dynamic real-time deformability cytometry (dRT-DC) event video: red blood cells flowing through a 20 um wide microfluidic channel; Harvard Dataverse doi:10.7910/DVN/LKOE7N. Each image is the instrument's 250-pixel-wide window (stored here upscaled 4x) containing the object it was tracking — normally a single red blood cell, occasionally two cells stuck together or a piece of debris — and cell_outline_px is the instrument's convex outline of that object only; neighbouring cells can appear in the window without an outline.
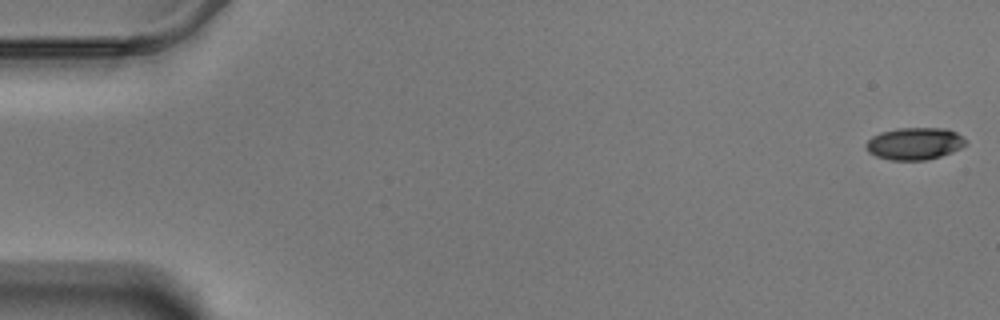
{"species": "Egyptian fruit bat (a non-hibernating species)", "species_latin": "Rousettus aegyptiacus", "temperature_condition": "warm", "stored_images_in_passage": 59, "camera_frame_rate_fps": 3000, "um_per_image_px": 0.085, "animal": {"sex": "male"}, "frame": {"image": 1, "passage_image": 1, "time_ms": 0.0, "image_size_px": [1000, 320], "cell_outline_px": [[968, 144], [952, 152], [940, 156], [924, 160], [892, 160], [876, 156], [868, 152], [864, 144], [872, 136], [880, 132], [896, 128], [948, 128], [956, 132], [968, 140]], "centroid_in_image_um": [77.75, 12.19], "position_along_channel_um": 7.2, "area_um2": 18.9}}
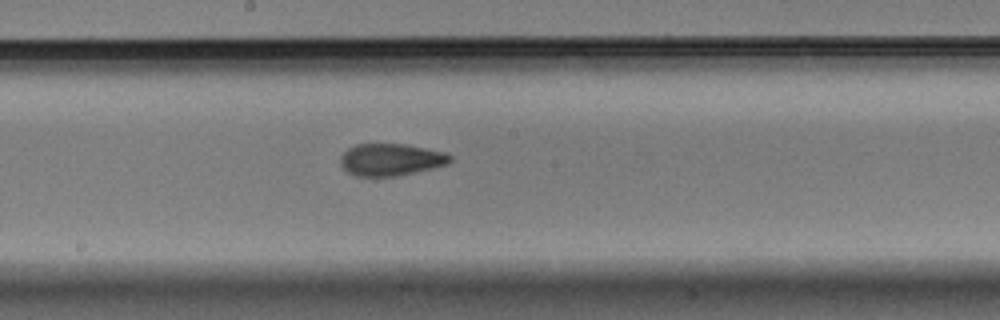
{"frame": {"image": 2, "passage_image": 32, "time_ms": 10.333, "image_size_px": [1000, 320], "cell_outline_px": [[452, 160], [448, 164], [432, 168], [396, 176], [356, 176], [348, 172], [340, 164], [340, 156], [348, 148], [356, 144], [404, 144], [444, 152], [452, 156]], "centroid_in_image_um": [33.2, 13.57], "position_along_channel_um": 215.0, "area_um2": 20.4}}
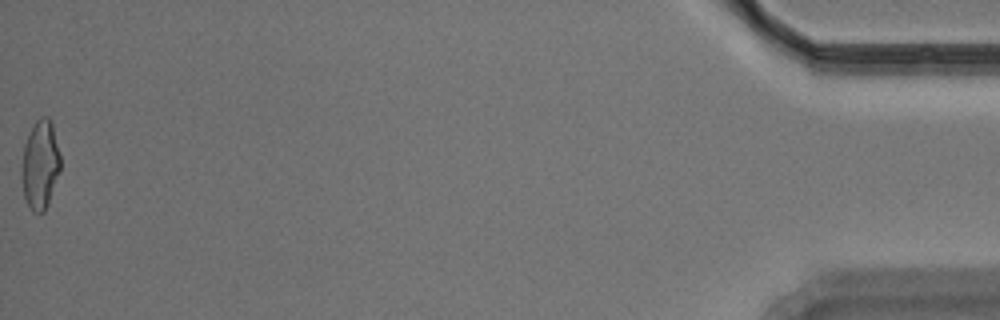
{"frame": {"image": 3, "passage_image": 59, "time_ms": 19.333, "image_size_px": [1000, 320], "cell_outline_px": [[60, 172], [48, 204], [44, 212], [32, 212], [24, 196], [20, 176], [20, 168], [24, 144], [36, 120], [40, 116], [48, 116], [52, 124], [60, 156]], "centroid_in_image_um": [3.4, 14.02], "position_along_channel_um": 431.8, "area_um2": 20.23}, "authors_computed_cell_mechanics": {"area_um2": 20.23, "velocity_mm_per_s": 3.4753, "shape_relaxation_time_tau1_ms": 7.7418, "shape_relaxation_time_tau2_ms": 2.5521, "deformation_change_tau1": 0.2055, "deformation_change_tau2": 0.0923}}